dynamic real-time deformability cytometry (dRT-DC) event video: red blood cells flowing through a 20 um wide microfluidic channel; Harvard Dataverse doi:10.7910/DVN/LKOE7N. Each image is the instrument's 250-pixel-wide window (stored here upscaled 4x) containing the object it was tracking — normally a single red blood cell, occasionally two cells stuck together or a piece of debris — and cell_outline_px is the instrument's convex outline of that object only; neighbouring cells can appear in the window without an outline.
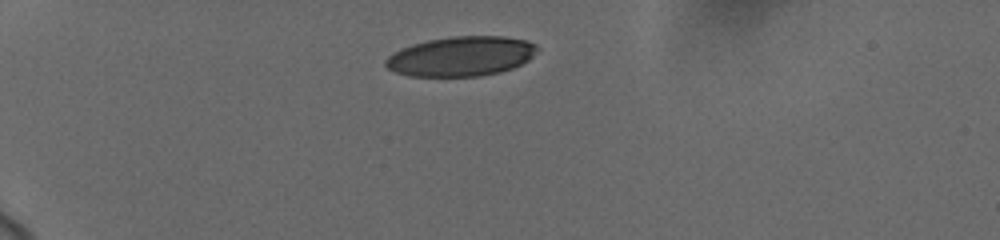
{"species": "human", "species_latin": "Homo sapiens", "temperature_condition": "cold", "stored_images_in_passage": 4, "camera_frame_rate_fps": 3000, "um_per_image_px": 0.085, "donor": {"sex": "female"}, "frame": {"image": 1, "passage_image": 1, "time_ms": 0.0, "image_size_px": [1000, 240], "cell_outline_px": [[540, 48], [528, 60], [512, 68], [500, 72], [480, 76], [408, 76], [396, 72], [388, 68], [384, 64], [384, 60], [392, 52], [412, 44], [428, 40], [452, 36], [504, 36], [524, 40], [536, 44]], "centroid_in_image_um": [39.18, 4.78], "position_along_channel_um": 45.8, "area_um2": 35.14}}
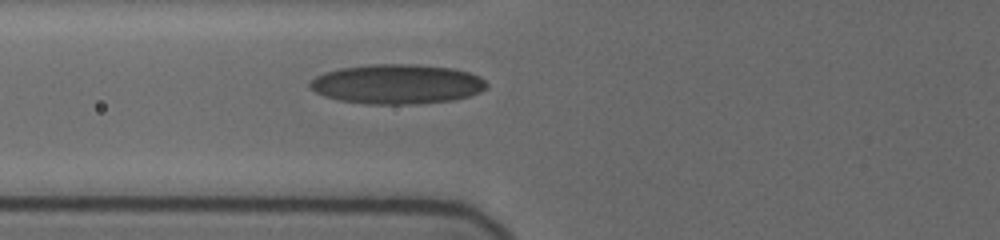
{"frame": {"image": 2, "passage_image": 4, "time_ms": 2.667, "image_size_px": [1000, 240], "cell_outline_px": [[488, 84], [480, 92], [468, 96], [452, 100], [416, 104], [368, 104], [340, 100], [324, 96], [316, 92], [308, 84], [316, 76], [324, 72], [340, 68], [372, 64], [416, 64], [452, 68], [468, 72], [480, 76]], "centroid_in_image_um": [33.75, 7.14], "position_along_channel_um": 92.1, "area_um2": 40.75}}